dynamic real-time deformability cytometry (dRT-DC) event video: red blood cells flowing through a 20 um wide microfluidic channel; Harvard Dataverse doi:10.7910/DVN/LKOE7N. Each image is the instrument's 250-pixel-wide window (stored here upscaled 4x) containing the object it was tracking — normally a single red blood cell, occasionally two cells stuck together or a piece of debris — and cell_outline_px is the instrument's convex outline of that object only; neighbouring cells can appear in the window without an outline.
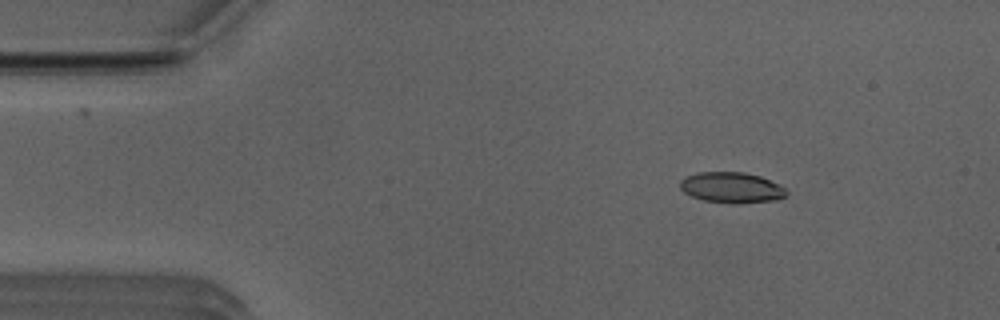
{"species": "Egyptian fruit bat (a non-hibernating species)", "species_latin": "Rousettus aegyptiacus", "temperature_condition": "room temperature", "stored_images_in_passage": 10, "camera_frame_rate_fps": 3000, "um_per_image_px": 0.085, "animal": {"sex": "male"}, "frame": {"image": 1, "passage_image": 1, "time_ms": 0.0, "image_size_px": [1000, 320], "cell_outline_px": [[788, 192], [784, 196], [776, 200], [704, 200], [692, 196], [684, 192], [680, 188], [680, 180], [684, 176], [700, 172], [744, 172], [760, 176], [784, 188]], "centroid_in_image_um": [62.11, 15.87], "position_along_channel_um": 22.9, "area_um2": 17.86}}